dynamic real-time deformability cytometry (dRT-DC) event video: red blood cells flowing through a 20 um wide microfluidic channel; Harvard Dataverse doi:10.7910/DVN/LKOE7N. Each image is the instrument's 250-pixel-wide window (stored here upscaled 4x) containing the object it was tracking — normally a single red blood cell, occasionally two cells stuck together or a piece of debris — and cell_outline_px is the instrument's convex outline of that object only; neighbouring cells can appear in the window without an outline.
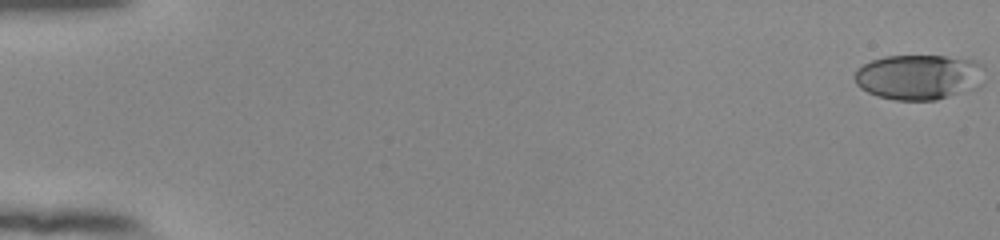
{"species": "human", "species_latin": "Homo sapiens", "temperature_condition": "room temperature", "stored_images_in_passage": 54, "camera_frame_rate_fps": 3000, "um_per_image_px": 0.085, "donor": {"sex": "female"}, "frame": {"image": 1, "passage_image": 1, "time_ms": 0.0, "image_size_px": [1000, 240], "cell_outline_px": [[984, 84], [976, 88], [936, 100], [896, 100], [876, 96], [860, 88], [856, 84], [856, 68], [872, 60], [884, 56], [944, 56], [976, 60], [984, 64]], "centroid_in_image_um": [78.15, 6.54], "position_along_channel_um": 6.8, "area_um2": 34.62}}
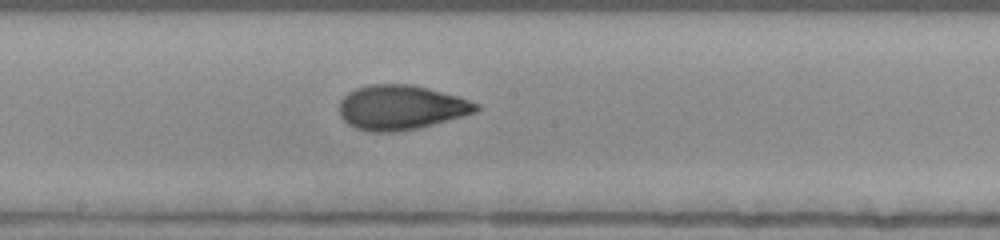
{"frame": {"image": 2, "passage_image": 31, "time_ms": 10.0, "image_size_px": [1000, 240], "cell_outline_px": [[480, 108], [476, 112], [464, 116], [416, 128], [396, 132], [368, 132], [356, 128], [348, 124], [340, 116], [340, 100], [348, 92], [356, 88], [368, 84], [412, 84], [428, 88], [456, 96], [480, 104]], "centroid_in_image_um": [34.06, 9.13], "position_along_channel_um": 214.1, "area_um2": 35.55}}
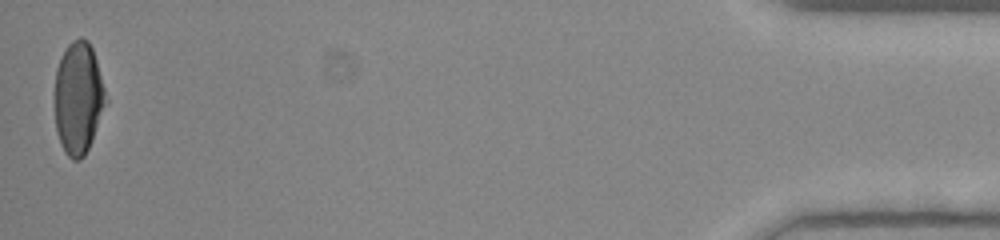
{"frame": {"image": 3, "passage_image": 54, "time_ms": 17.667, "image_size_px": [1000, 240], "cell_outline_px": [[108, 104], [92, 140], [84, 156], [80, 160], [72, 160], [64, 152], [60, 144], [56, 132], [56, 68], [68, 44], [72, 40], [80, 36], [88, 40], [92, 48], [96, 60], [108, 100]], "centroid_in_image_um": [6.69, 8.36], "position_along_channel_um": 428.5, "area_um2": 33.52}, "authors_computed_cell_mechanics": {"area_um2": 34.391, "velocity_mm_per_s": 3.9074, "shape_relaxation_time_tau1_ms": 7.0606, "shape_relaxation_time_tau2_ms": 0.9798, "deformation_change_tau1": 0.2411, "deformation_change_tau2": 0.063}}